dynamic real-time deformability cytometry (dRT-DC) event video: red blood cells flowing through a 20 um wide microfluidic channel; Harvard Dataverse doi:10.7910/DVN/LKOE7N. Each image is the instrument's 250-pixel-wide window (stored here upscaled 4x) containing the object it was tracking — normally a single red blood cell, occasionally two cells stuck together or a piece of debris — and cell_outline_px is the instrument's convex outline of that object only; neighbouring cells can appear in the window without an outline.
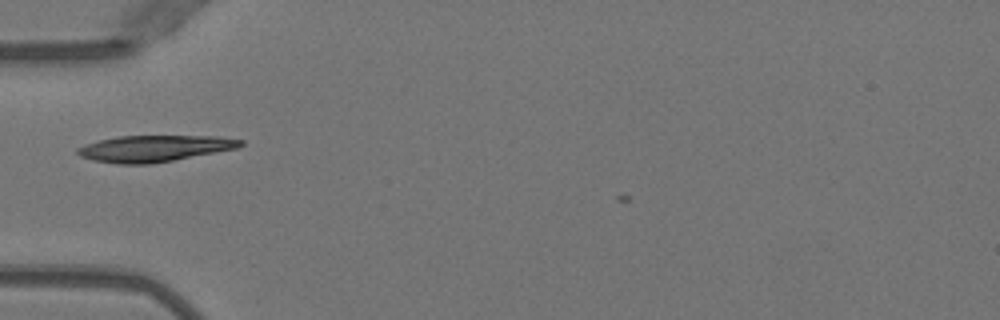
{"species": "Egyptian fruit bat (a non-hibernating species)", "species_latin": "Rousettus aegyptiacus", "temperature_condition": "warm", "stored_images_in_passage": 4, "camera_frame_rate_fps": 3000, "um_per_image_px": 0.085, "animal": {"sex": "female"}, "frame": {"image": 1, "passage_image": 1, "time_ms": 0.0, "image_size_px": [1000, 320], "cell_outline_px": [[244, 144], [236, 148], [172, 160], [148, 164], [120, 164], [92, 160], [80, 156], [76, 152], [76, 148], [84, 144], [116, 136], [216, 136], [244, 140]], "centroid_in_image_um": [13.07, 12.61], "position_along_channel_um": 71.9, "area_um2": 24.85}}